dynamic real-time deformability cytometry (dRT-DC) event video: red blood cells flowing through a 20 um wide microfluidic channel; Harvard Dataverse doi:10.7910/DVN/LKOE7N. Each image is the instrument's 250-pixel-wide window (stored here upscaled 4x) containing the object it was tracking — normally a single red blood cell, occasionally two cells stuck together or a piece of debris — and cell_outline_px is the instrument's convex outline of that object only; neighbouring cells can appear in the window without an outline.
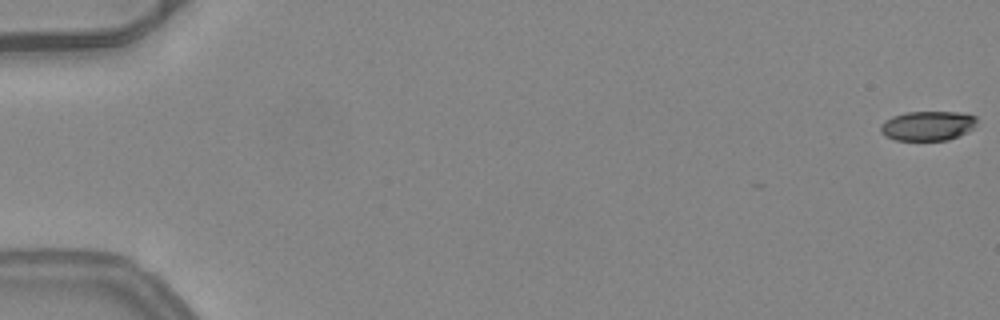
{"species": "common noctule bat (a hibernating species)", "species_latin": "Nyctalus noctula", "temperature_condition": "warm", "stored_images_in_passage": 42, "camera_frame_rate_fps": 3000, "um_per_image_px": 0.085, "animal": {"sex": "female", "body_mass_g": 24.6, "forearm_length_mm": 56.2}, "frame": {"image": 1, "passage_image": 1, "time_ms": 0.0, "image_size_px": [1000, 320], "cell_outline_px": [[976, 120], [972, 128], [968, 132], [948, 140], [896, 140], [884, 136], [880, 132], [880, 124], [884, 120], [892, 116], [904, 112], [956, 112], [976, 116]], "centroid_in_image_um": [78.79, 10.69], "position_along_channel_um": 6.2, "area_um2": 16.65}}
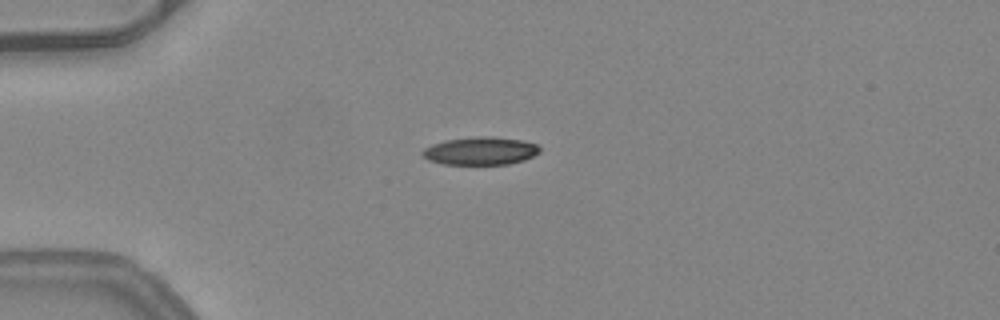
{"frame": {"image": 2, "passage_image": 15, "time_ms": 4.667, "image_size_px": [1000, 320], "cell_outline_px": [[540, 152], [524, 160], [508, 164], [444, 164], [428, 160], [420, 152], [424, 148], [432, 144], [444, 140], [476, 136], [492, 136], [524, 140], [536, 144], [540, 148]], "centroid_in_image_um": [40.83, 12.81], "position_along_channel_um": 44.2, "area_um2": 19.19}}
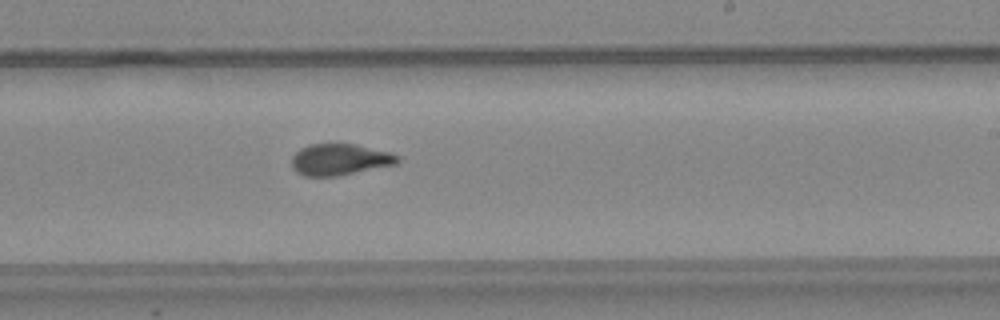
{"frame": {"image": 3, "passage_image": 33, "time_ms": 10.667, "image_size_px": [1000, 320], "cell_outline_px": [[400, 160], [396, 164], [340, 176], [304, 176], [296, 172], [292, 168], [292, 156], [300, 148], [308, 144], [356, 144], [392, 152], [400, 156]], "centroid_in_image_um": [28.9, 13.56], "position_along_channel_um": 260.1, "area_um2": 19.65}, "authors_computed_cell_mechanics": {"area_um2": 19.4786, "velocity_mm_per_s": 4.0714, "shape_relaxation_time_tau1_ms": 10.8747, "shape_relaxation_time_tau2_ms": 0.9986, "deformation_change_tau1": 0.28, "deformation_change_tau2": 0.0735}}